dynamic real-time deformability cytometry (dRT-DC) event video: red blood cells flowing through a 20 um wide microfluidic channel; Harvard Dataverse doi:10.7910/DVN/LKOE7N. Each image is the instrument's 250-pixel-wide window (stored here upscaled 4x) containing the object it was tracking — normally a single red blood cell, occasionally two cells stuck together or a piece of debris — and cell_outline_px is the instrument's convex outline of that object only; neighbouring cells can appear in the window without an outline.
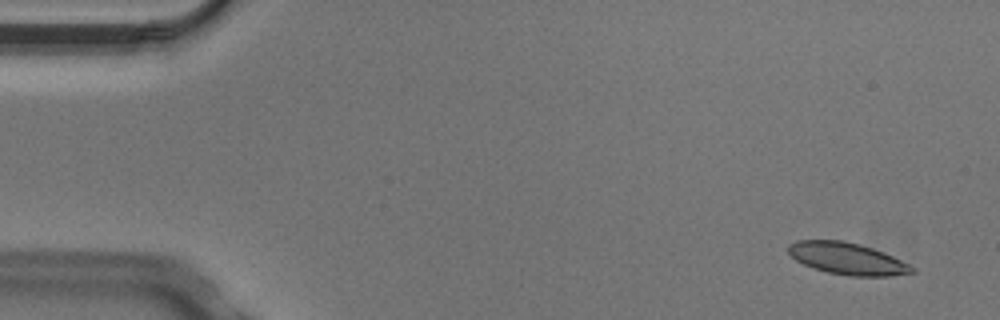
{"species": "Egyptian fruit bat (a non-hibernating species)", "species_latin": "Rousettus aegyptiacus", "temperature_condition": "cold", "stored_images_in_passage": 3, "camera_frame_rate_fps": 3000, "um_per_image_px": 0.085, "animal": {"sex": "male"}, "frame": {"image": 1, "passage_image": 1, "time_ms": 0.0, "image_size_px": [1000, 320], "cell_outline_px": [[916, 272], [888, 276], [848, 276], [828, 272], [804, 264], [796, 260], [788, 252], [788, 244], [796, 240], [844, 240], [860, 244], [884, 252], [916, 268]], "centroid_in_image_um": [72.02, 21.97], "position_along_channel_um": 13.0, "area_um2": 22.89}}